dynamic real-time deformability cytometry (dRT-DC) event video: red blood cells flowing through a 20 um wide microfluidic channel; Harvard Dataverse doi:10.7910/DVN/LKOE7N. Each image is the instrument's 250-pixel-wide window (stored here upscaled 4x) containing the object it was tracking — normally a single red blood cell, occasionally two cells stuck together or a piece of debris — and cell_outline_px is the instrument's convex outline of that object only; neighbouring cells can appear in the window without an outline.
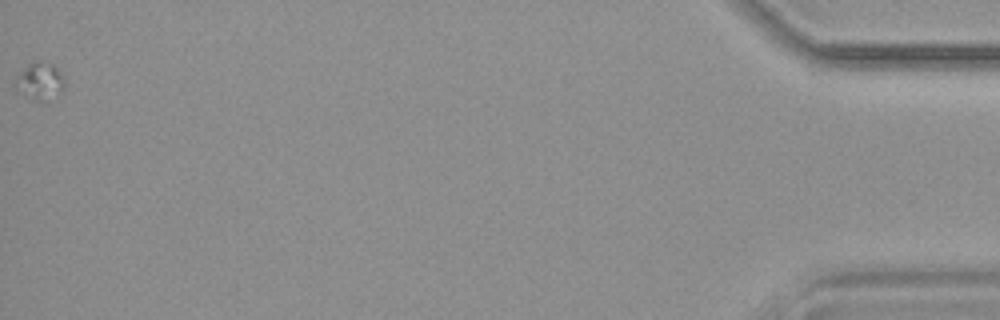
{"species": "common noctule bat (a hibernating species)", "species_latin": "Nyctalus noctula", "temperature_condition": "warm", "stored_images_in_passage": 43, "camera_frame_rate_fps": 3000, "um_per_image_px": 0.085, "animal": {"sex": "female", "body_mass_g": 19.9}, "frame": {"image": 1, "passage_image": 43, "time_ms": 14.0, "image_size_px": [1000, 320], "cell_outline_px": [[64, 88], [60, 92], [40, 100], [36, 100], [12, 88], [12, 80], [32, 60], [40, 60], [52, 64], [60, 72], [64, 80]], "centroid_in_image_um": [3.3, 6.83], "position_along_channel_um": 431.9, "area_um2": 10.58}}